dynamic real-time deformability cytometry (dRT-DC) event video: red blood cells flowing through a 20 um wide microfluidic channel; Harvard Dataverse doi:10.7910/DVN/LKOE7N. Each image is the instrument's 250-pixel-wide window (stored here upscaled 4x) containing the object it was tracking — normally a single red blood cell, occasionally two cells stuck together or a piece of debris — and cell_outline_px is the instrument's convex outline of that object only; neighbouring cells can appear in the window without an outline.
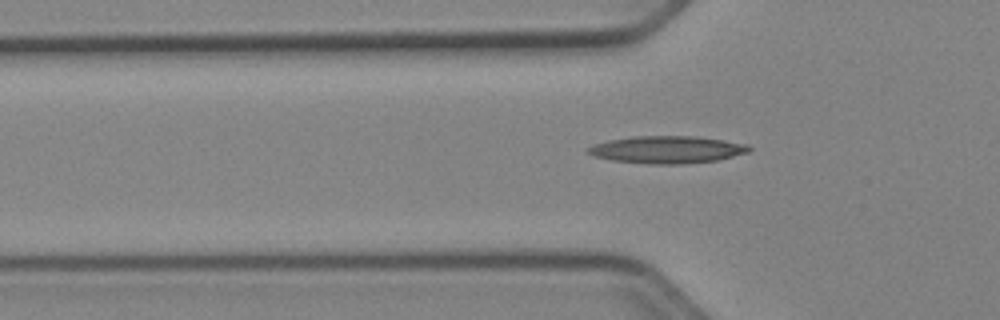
{"species": "Egyptian fruit bat (a non-hibernating species)", "species_latin": "Rousettus aegyptiacus", "temperature_condition": "cold", "stored_images_in_passage": 39, "camera_frame_rate_fps": 3000, "um_per_image_px": 0.085, "animal": {"sex": "female"}, "frame": {"image": 1, "passage_image": 5, "time_ms": 1.333, "image_size_px": [1000, 320], "cell_outline_px": [[752, 148], [748, 152], [716, 160], [684, 164], [648, 164], [612, 160], [592, 156], [584, 152], [592, 144], [608, 140], [632, 136], [696, 136], [724, 140], [748, 144]], "centroid_in_image_um": [56.65, 12.71], "position_along_channel_um": 69.1, "area_um2": 25.84}}
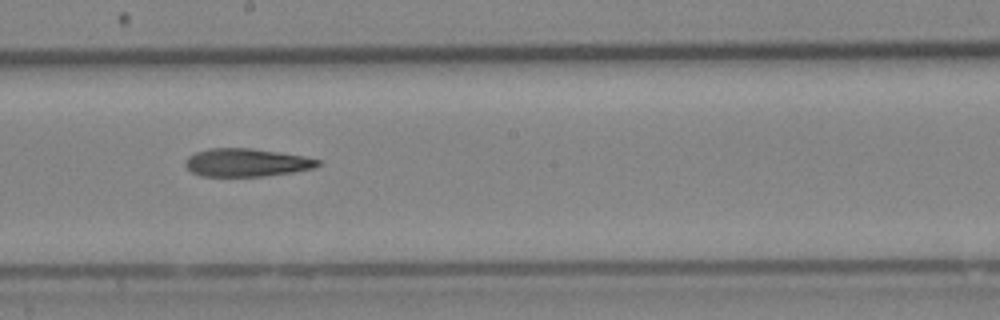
{"frame": {"image": 2, "passage_image": 17, "time_ms": 5.333, "image_size_px": [1000, 320], "cell_outline_px": [[320, 164], [312, 168], [292, 172], [264, 176], [200, 176], [192, 172], [184, 164], [184, 160], [188, 156], [196, 152], [208, 148], [252, 148], [280, 152], [304, 156], [320, 160]], "centroid_in_image_um": [20.91, 13.81], "position_along_channel_um": 227.3, "area_um2": 21.68}}
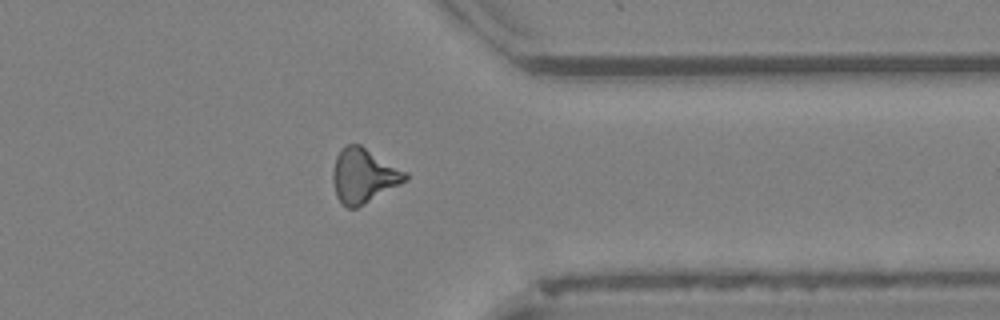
{"frame": {"image": 3, "passage_image": 29, "time_ms": 9.333, "image_size_px": [1000, 320], "cell_outline_px": [[408, 180], [364, 204], [356, 208], [348, 208], [336, 196], [332, 180], [332, 172], [336, 156], [340, 148], [348, 144], [360, 144], [408, 172]], "centroid_in_image_um": [30.91, 14.91], "position_along_channel_um": 380.5, "area_um2": 23.06}}